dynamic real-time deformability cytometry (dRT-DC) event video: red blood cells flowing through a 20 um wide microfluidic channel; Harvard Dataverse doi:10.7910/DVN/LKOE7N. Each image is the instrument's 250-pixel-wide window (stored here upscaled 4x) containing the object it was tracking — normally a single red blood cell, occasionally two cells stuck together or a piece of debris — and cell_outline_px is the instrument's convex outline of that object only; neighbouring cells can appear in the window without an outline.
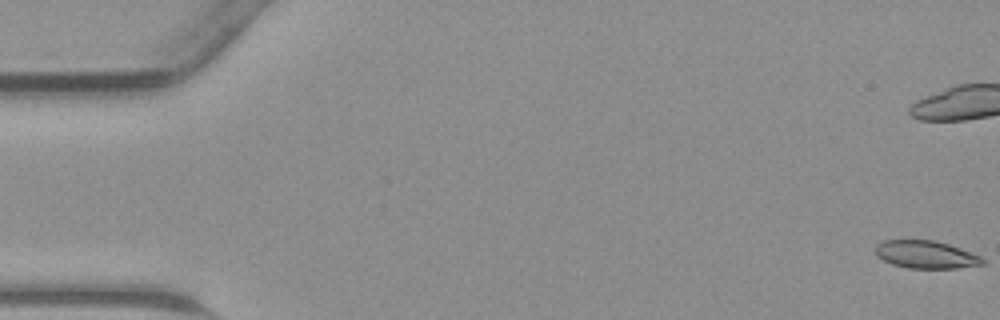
{"species": "common noctule bat (a hibernating species)", "species_latin": "Nyctalus noctula", "temperature_condition": "warm", "stored_images_in_passage": 47, "camera_frame_rate_fps": 3000, "um_per_image_px": 0.085, "animal": {"sex": "male", "body_mass_g": 23.1, "forearm_length_mm": 52.7}, "frame": {"image": 1, "passage_image": 1, "time_ms": 0.0, "image_size_px": [1000, 320], "cell_outline_px": [[984, 264], [956, 268], [908, 268], [892, 264], [876, 256], [876, 244], [880, 240], [932, 240], [948, 244], [960, 248], [980, 256], [984, 260]], "centroid_in_image_um": [78.67, 21.63], "position_along_channel_um": 6.3, "area_um2": 17.22}}